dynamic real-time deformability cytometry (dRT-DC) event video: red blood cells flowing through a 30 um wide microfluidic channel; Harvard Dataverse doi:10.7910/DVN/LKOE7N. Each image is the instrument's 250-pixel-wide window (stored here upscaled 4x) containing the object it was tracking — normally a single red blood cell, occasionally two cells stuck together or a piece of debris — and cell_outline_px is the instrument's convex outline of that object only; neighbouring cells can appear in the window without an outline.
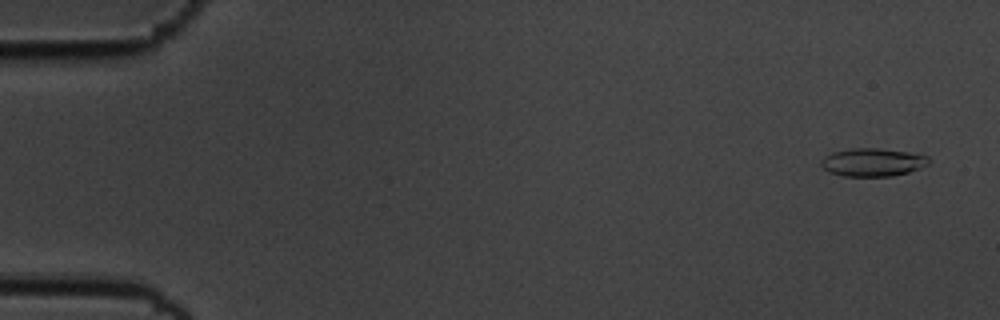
{"species": "common noctule bat (a hibernating species)", "species_latin": "Nyctalus noctula", "temperature_condition": "cold", "stored_images_in_passage": 54, "camera_frame_rate_fps": 3000, "um_per_image_px": 0.085, "animal": {"sex": "male", "body_mass_g": 19.5, "forearm_length_mm": 54.6}, "frame": {"image": 1, "passage_image": 1, "time_ms": 0.0, "image_size_px": [1000, 320], "cell_outline_px": [[928, 164], [908, 172], [892, 176], [844, 176], [828, 172], [820, 164], [820, 160], [824, 156], [832, 152], [852, 148], [876, 148], [908, 152], [928, 156]], "centroid_in_image_um": [74.12, 13.79], "position_along_channel_um": 10.9, "area_um2": 17.51}}
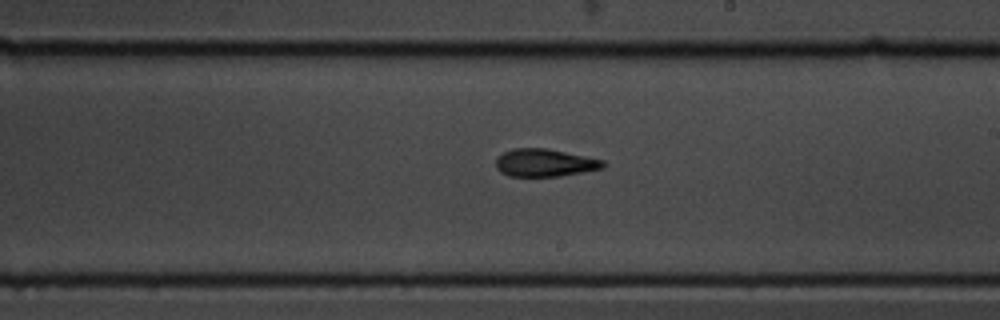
{"frame": {"image": 2, "passage_image": 31, "time_ms": 10.0, "image_size_px": [1000, 320], "cell_outline_px": [[604, 168], [560, 176], [508, 176], [500, 172], [496, 168], [496, 156], [512, 148], [548, 148], [604, 160]], "centroid_in_image_um": [46.27, 13.83], "position_along_channel_um": 242.7, "area_um2": 17.4}}
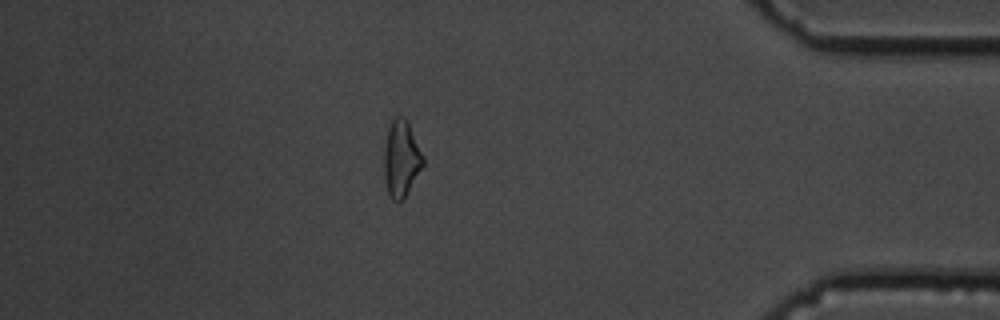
{"frame": {"image": 3, "passage_image": 47, "time_ms": 15.333, "image_size_px": [1000, 320], "cell_outline_px": [[424, 164], [404, 200], [392, 200], [388, 192], [384, 176], [384, 148], [388, 128], [392, 120], [396, 116], [404, 116], [408, 120], [424, 156]], "centroid_in_image_um": [34.12, 13.47], "position_along_channel_um": 401.1, "area_um2": 17.57}, "authors_computed_cell_mechanics": {"area_um2": 17.3111, "velocity_mm_per_s": 3.6348, "shape_relaxation_time_tau1_ms": 4.8361, "shape_relaxation_time_tau2_ms": 3.8872, "deformation_change_tau1": 0.1571, "deformation_change_tau2": 0.1221}}